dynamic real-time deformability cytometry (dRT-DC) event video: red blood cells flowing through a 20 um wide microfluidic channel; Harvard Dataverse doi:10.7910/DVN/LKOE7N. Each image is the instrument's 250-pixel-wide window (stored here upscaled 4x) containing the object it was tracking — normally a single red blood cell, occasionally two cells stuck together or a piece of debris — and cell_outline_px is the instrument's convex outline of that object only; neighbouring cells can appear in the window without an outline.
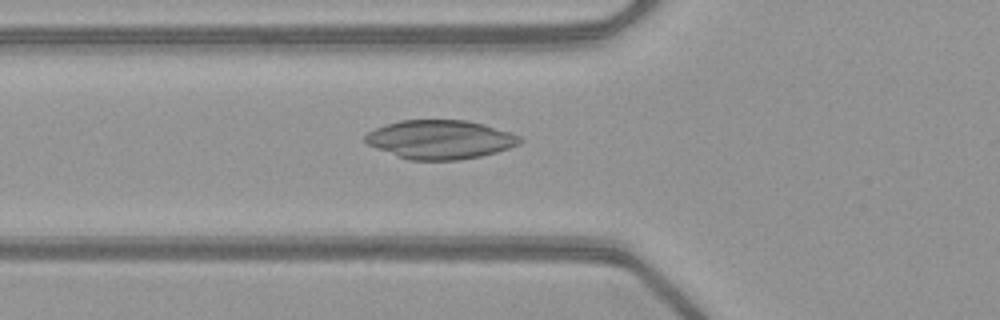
{"species": "common noctule bat (a hibernating species)", "species_latin": "Nyctalus noctula", "temperature_condition": "warm", "stored_images_in_passage": 28, "camera_frame_rate_fps": 3000, "um_per_image_px": 0.085, "animal": {"sex": "female", "body_mass_g": 21.9}, "frame": {"image": 1, "passage_image": 8, "time_ms": 2.333, "image_size_px": [1000, 320], "cell_outline_px": [[524, 140], [520, 144], [496, 152], [480, 156], [456, 160], [408, 160], [396, 156], [376, 148], [368, 144], [364, 140], [364, 136], [368, 132], [376, 128], [400, 120], [464, 120], [484, 124], [512, 132], [520, 136]], "centroid_in_image_um": [37.43, 11.86], "position_along_channel_um": 88.4, "area_um2": 35.03}}
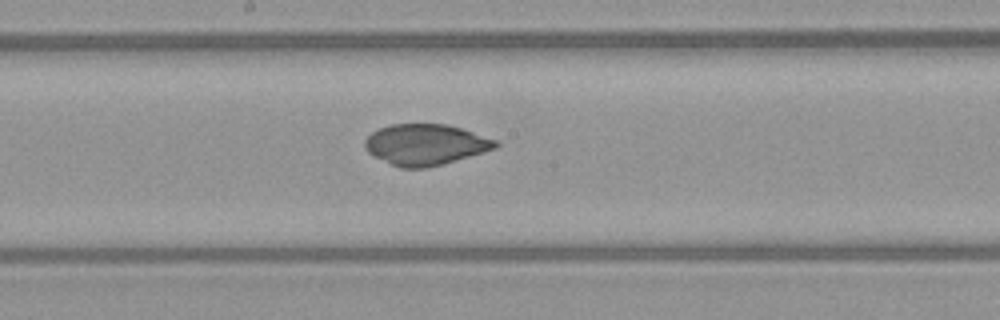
{"frame": {"image": 2, "passage_image": 17, "time_ms": 5.333, "image_size_px": [1000, 320], "cell_outline_px": [[500, 144], [496, 148], [484, 152], [444, 164], [428, 168], [400, 168], [368, 152], [364, 148], [364, 140], [372, 132], [380, 128], [392, 124], [444, 124], [460, 128], [496, 140]], "centroid_in_image_um": [36.17, 12.3], "position_along_channel_um": 212.0, "area_um2": 30.98}}
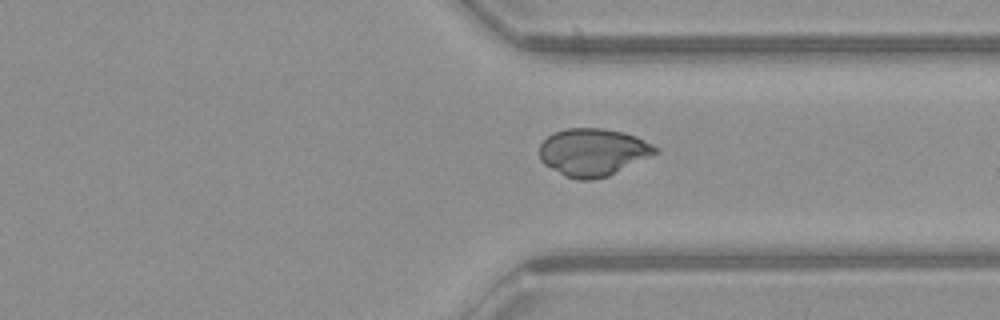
{"frame": {"image": 3, "passage_image": 28, "time_ms": 9.0, "image_size_px": [1000, 320], "cell_outline_px": [[660, 152], [608, 176], [592, 180], [576, 180], [564, 176], [544, 164], [540, 160], [540, 144], [552, 132], [568, 128], [604, 128], [624, 132], [636, 136], [660, 148]], "centroid_in_image_um": [50.41, 12.93], "position_along_channel_um": 361.0, "area_um2": 32.37}}